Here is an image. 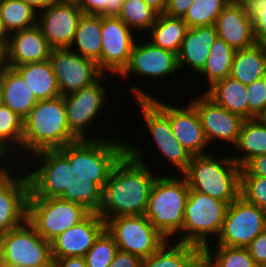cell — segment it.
<instances>
[{
    "mask_svg": "<svg viewBox=\"0 0 266 267\" xmlns=\"http://www.w3.org/2000/svg\"><path fill=\"white\" fill-rule=\"evenodd\" d=\"M157 15L143 0H125L118 17L135 33H140V37H145V32L153 26Z\"/></svg>",
    "mask_w": 266,
    "mask_h": 267,
    "instance_id": "cell-35",
    "label": "cell"
},
{
    "mask_svg": "<svg viewBox=\"0 0 266 267\" xmlns=\"http://www.w3.org/2000/svg\"><path fill=\"white\" fill-rule=\"evenodd\" d=\"M106 77H109L108 79L110 80L112 75L104 74L92 85L63 96L69 130L79 140L106 138L102 135L99 137V133H97V136L95 134L93 137H90V134H92L90 131H95L94 127L96 126L95 121L98 120L97 117L104 111L103 106L107 107L106 105L110 99L108 96H112L106 84H103L107 80ZM107 92L109 95H107ZM105 102L107 103L105 104ZM91 126H93V129Z\"/></svg>",
    "mask_w": 266,
    "mask_h": 267,
    "instance_id": "cell-8",
    "label": "cell"
},
{
    "mask_svg": "<svg viewBox=\"0 0 266 267\" xmlns=\"http://www.w3.org/2000/svg\"><path fill=\"white\" fill-rule=\"evenodd\" d=\"M0 259L16 267H53L51 242L26 220L0 235Z\"/></svg>",
    "mask_w": 266,
    "mask_h": 267,
    "instance_id": "cell-9",
    "label": "cell"
},
{
    "mask_svg": "<svg viewBox=\"0 0 266 267\" xmlns=\"http://www.w3.org/2000/svg\"><path fill=\"white\" fill-rule=\"evenodd\" d=\"M193 0H168L164 14L170 17L183 18Z\"/></svg>",
    "mask_w": 266,
    "mask_h": 267,
    "instance_id": "cell-46",
    "label": "cell"
},
{
    "mask_svg": "<svg viewBox=\"0 0 266 267\" xmlns=\"http://www.w3.org/2000/svg\"><path fill=\"white\" fill-rule=\"evenodd\" d=\"M79 140L68 127L63 96L40 100L23 119L22 163L43 150H55Z\"/></svg>",
    "mask_w": 266,
    "mask_h": 267,
    "instance_id": "cell-3",
    "label": "cell"
},
{
    "mask_svg": "<svg viewBox=\"0 0 266 267\" xmlns=\"http://www.w3.org/2000/svg\"><path fill=\"white\" fill-rule=\"evenodd\" d=\"M230 76L249 85L266 76V56L261 44L235 50Z\"/></svg>",
    "mask_w": 266,
    "mask_h": 267,
    "instance_id": "cell-29",
    "label": "cell"
},
{
    "mask_svg": "<svg viewBox=\"0 0 266 267\" xmlns=\"http://www.w3.org/2000/svg\"><path fill=\"white\" fill-rule=\"evenodd\" d=\"M187 30L188 26L183 18L170 17L162 13L157 15L146 38L154 46L178 55Z\"/></svg>",
    "mask_w": 266,
    "mask_h": 267,
    "instance_id": "cell-31",
    "label": "cell"
},
{
    "mask_svg": "<svg viewBox=\"0 0 266 267\" xmlns=\"http://www.w3.org/2000/svg\"><path fill=\"white\" fill-rule=\"evenodd\" d=\"M248 119H255L266 104V76L247 85Z\"/></svg>",
    "mask_w": 266,
    "mask_h": 267,
    "instance_id": "cell-43",
    "label": "cell"
},
{
    "mask_svg": "<svg viewBox=\"0 0 266 267\" xmlns=\"http://www.w3.org/2000/svg\"><path fill=\"white\" fill-rule=\"evenodd\" d=\"M148 6L154 9L158 14L164 13L168 0H143Z\"/></svg>",
    "mask_w": 266,
    "mask_h": 267,
    "instance_id": "cell-53",
    "label": "cell"
},
{
    "mask_svg": "<svg viewBox=\"0 0 266 267\" xmlns=\"http://www.w3.org/2000/svg\"><path fill=\"white\" fill-rule=\"evenodd\" d=\"M141 260L136 255L118 250L108 267H140Z\"/></svg>",
    "mask_w": 266,
    "mask_h": 267,
    "instance_id": "cell-47",
    "label": "cell"
},
{
    "mask_svg": "<svg viewBox=\"0 0 266 267\" xmlns=\"http://www.w3.org/2000/svg\"><path fill=\"white\" fill-rule=\"evenodd\" d=\"M207 245L203 251L215 267H258L247 248L223 245Z\"/></svg>",
    "mask_w": 266,
    "mask_h": 267,
    "instance_id": "cell-36",
    "label": "cell"
},
{
    "mask_svg": "<svg viewBox=\"0 0 266 267\" xmlns=\"http://www.w3.org/2000/svg\"><path fill=\"white\" fill-rule=\"evenodd\" d=\"M53 260L54 267H87L84 257L72 256Z\"/></svg>",
    "mask_w": 266,
    "mask_h": 267,
    "instance_id": "cell-48",
    "label": "cell"
},
{
    "mask_svg": "<svg viewBox=\"0 0 266 267\" xmlns=\"http://www.w3.org/2000/svg\"><path fill=\"white\" fill-rule=\"evenodd\" d=\"M117 251L118 247L113 236L105 228L85 254L86 265L87 267H108Z\"/></svg>",
    "mask_w": 266,
    "mask_h": 267,
    "instance_id": "cell-38",
    "label": "cell"
},
{
    "mask_svg": "<svg viewBox=\"0 0 266 267\" xmlns=\"http://www.w3.org/2000/svg\"><path fill=\"white\" fill-rule=\"evenodd\" d=\"M69 49L81 56L96 61L101 70L102 41L100 15H82Z\"/></svg>",
    "mask_w": 266,
    "mask_h": 267,
    "instance_id": "cell-27",
    "label": "cell"
},
{
    "mask_svg": "<svg viewBox=\"0 0 266 267\" xmlns=\"http://www.w3.org/2000/svg\"><path fill=\"white\" fill-rule=\"evenodd\" d=\"M104 229L105 221L97 212H91L80 223L70 227L51 241L53 259L84 257Z\"/></svg>",
    "mask_w": 266,
    "mask_h": 267,
    "instance_id": "cell-18",
    "label": "cell"
},
{
    "mask_svg": "<svg viewBox=\"0 0 266 267\" xmlns=\"http://www.w3.org/2000/svg\"><path fill=\"white\" fill-rule=\"evenodd\" d=\"M9 67L49 60L52 50L39 26L14 32L7 41Z\"/></svg>",
    "mask_w": 266,
    "mask_h": 267,
    "instance_id": "cell-22",
    "label": "cell"
},
{
    "mask_svg": "<svg viewBox=\"0 0 266 267\" xmlns=\"http://www.w3.org/2000/svg\"><path fill=\"white\" fill-rule=\"evenodd\" d=\"M7 41L8 40H0V73L4 69L9 68Z\"/></svg>",
    "mask_w": 266,
    "mask_h": 267,
    "instance_id": "cell-50",
    "label": "cell"
},
{
    "mask_svg": "<svg viewBox=\"0 0 266 267\" xmlns=\"http://www.w3.org/2000/svg\"><path fill=\"white\" fill-rule=\"evenodd\" d=\"M258 267L266 264V230L246 247Z\"/></svg>",
    "mask_w": 266,
    "mask_h": 267,
    "instance_id": "cell-44",
    "label": "cell"
},
{
    "mask_svg": "<svg viewBox=\"0 0 266 267\" xmlns=\"http://www.w3.org/2000/svg\"><path fill=\"white\" fill-rule=\"evenodd\" d=\"M217 37L215 25L188 28L177 55L179 69L185 72L187 67L193 75L199 74Z\"/></svg>",
    "mask_w": 266,
    "mask_h": 267,
    "instance_id": "cell-23",
    "label": "cell"
},
{
    "mask_svg": "<svg viewBox=\"0 0 266 267\" xmlns=\"http://www.w3.org/2000/svg\"><path fill=\"white\" fill-rule=\"evenodd\" d=\"M8 37L9 35L5 31L3 24H2V20L0 18V40H8Z\"/></svg>",
    "mask_w": 266,
    "mask_h": 267,
    "instance_id": "cell-56",
    "label": "cell"
},
{
    "mask_svg": "<svg viewBox=\"0 0 266 267\" xmlns=\"http://www.w3.org/2000/svg\"><path fill=\"white\" fill-rule=\"evenodd\" d=\"M189 190L186 178L176 173L160 174L153 184L145 217L167 240L182 231Z\"/></svg>",
    "mask_w": 266,
    "mask_h": 267,
    "instance_id": "cell-5",
    "label": "cell"
},
{
    "mask_svg": "<svg viewBox=\"0 0 266 267\" xmlns=\"http://www.w3.org/2000/svg\"><path fill=\"white\" fill-rule=\"evenodd\" d=\"M0 267H16V266L0 259Z\"/></svg>",
    "mask_w": 266,
    "mask_h": 267,
    "instance_id": "cell-57",
    "label": "cell"
},
{
    "mask_svg": "<svg viewBox=\"0 0 266 267\" xmlns=\"http://www.w3.org/2000/svg\"><path fill=\"white\" fill-rule=\"evenodd\" d=\"M154 144L153 146L158 149L157 153L159 152L160 157L163 155V160L169 162L168 166L172 164L171 166L176 168L177 175H182L187 170L192 155L176 138L174 140L154 141Z\"/></svg>",
    "mask_w": 266,
    "mask_h": 267,
    "instance_id": "cell-39",
    "label": "cell"
},
{
    "mask_svg": "<svg viewBox=\"0 0 266 267\" xmlns=\"http://www.w3.org/2000/svg\"><path fill=\"white\" fill-rule=\"evenodd\" d=\"M144 39V40H143ZM142 40H136L127 67L120 74V79L133 78L138 75L139 78L159 81L167 80L169 77L178 75V57L177 54L154 46L150 41L143 37ZM139 40V41H138ZM130 76V77H129ZM159 79V80H158Z\"/></svg>",
    "mask_w": 266,
    "mask_h": 267,
    "instance_id": "cell-14",
    "label": "cell"
},
{
    "mask_svg": "<svg viewBox=\"0 0 266 267\" xmlns=\"http://www.w3.org/2000/svg\"><path fill=\"white\" fill-rule=\"evenodd\" d=\"M118 16H101V71L119 76L127 67L139 35ZM108 72V73H107Z\"/></svg>",
    "mask_w": 266,
    "mask_h": 267,
    "instance_id": "cell-13",
    "label": "cell"
},
{
    "mask_svg": "<svg viewBox=\"0 0 266 267\" xmlns=\"http://www.w3.org/2000/svg\"><path fill=\"white\" fill-rule=\"evenodd\" d=\"M255 119L261 123L266 124V104Z\"/></svg>",
    "mask_w": 266,
    "mask_h": 267,
    "instance_id": "cell-55",
    "label": "cell"
},
{
    "mask_svg": "<svg viewBox=\"0 0 266 267\" xmlns=\"http://www.w3.org/2000/svg\"><path fill=\"white\" fill-rule=\"evenodd\" d=\"M232 150L237 151L231 157L241 168L255 156L266 154V124L256 119L244 120L238 141ZM235 153L238 155L235 156Z\"/></svg>",
    "mask_w": 266,
    "mask_h": 267,
    "instance_id": "cell-30",
    "label": "cell"
},
{
    "mask_svg": "<svg viewBox=\"0 0 266 267\" xmlns=\"http://www.w3.org/2000/svg\"><path fill=\"white\" fill-rule=\"evenodd\" d=\"M248 17L252 18L255 41L266 44V0H239Z\"/></svg>",
    "mask_w": 266,
    "mask_h": 267,
    "instance_id": "cell-41",
    "label": "cell"
},
{
    "mask_svg": "<svg viewBox=\"0 0 266 267\" xmlns=\"http://www.w3.org/2000/svg\"><path fill=\"white\" fill-rule=\"evenodd\" d=\"M37 15L22 0H0V18L8 35L36 25Z\"/></svg>",
    "mask_w": 266,
    "mask_h": 267,
    "instance_id": "cell-33",
    "label": "cell"
},
{
    "mask_svg": "<svg viewBox=\"0 0 266 267\" xmlns=\"http://www.w3.org/2000/svg\"><path fill=\"white\" fill-rule=\"evenodd\" d=\"M22 137L23 119L0 102V142L14 154L20 165L22 164Z\"/></svg>",
    "mask_w": 266,
    "mask_h": 267,
    "instance_id": "cell-34",
    "label": "cell"
},
{
    "mask_svg": "<svg viewBox=\"0 0 266 267\" xmlns=\"http://www.w3.org/2000/svg\"><path fill=\"white\" fill-rule=\"evenodd\" d=\"M22 1L28 4L37 13H39L43 9H45L47 6L56 2L57 0H22Z\"/></svg>",
    "mask_w": 266,
    "mask_h": 267,
    "instance_id": "cell-52",
    "label": "cell"
},
{
    "mask_svg": "<svg viewBox=\"0 0 266 267\" xmlns=\"http://www.w3.org/2000/svg\"><path fill=\"white\" fill-rule=\"evenodd\" d=\"M106 230L113 236L118 250L147 258L167 240L145 215L117 216L105 222Z\"/></svg>",
    "mask_w": 266,
    "mask_h": 267,
    "instance_id": "cell-10",
    "label": "cell"
},
{
    "mask_svg": "<svg viewBox=\"0 0 266 267\" xmlns=\"http://www.w3.org/2000/svg\"><path fill=\"white\" fill-rule=\"evenodd\" d=\"M185 106L168 103V119L174 137L192 156L207 154L210 148L196 108L190 103Z\"/></svg>",
    "mask_w": 266,
    "mask_h": 267,
    "instance_id": "cell-19",
    "label": "cell"
},
{
    "mask_svg": "<svg viewBox=\"0 0 266 267\" xmlns=\"http://www.w3.org/2000/svg\"><path fill=\"white\" fill-rule=\"evenodd\" d=\"M189 267H215L213 261L203 251L190 265Z\"/></svg>",
    "mask_w": 266,
    "mask_h": 267,
    "instance_id": "cell-51",
    "label": "cell"
},
{
    "mask_svg": "<svg viewBox=\"0 0 266 267\" xmlns=\"http://www.w3.org/2000/svg\"><path fill=\"white\" fill-rule=\"evenodd\" d=\"M0 102L24 119L38 100L19 72L12 67L0 73Z\"/></svg>",
    "mask_w": 266,
    "mask_h": 267,
    "instance_id": "cell-24",
    "label": "cell"
},
{
    "mask_svg": "<svg viewBox=\"0 0 266 267\" xmlns=\"http://www.w3.org/2000/svg\"><path fill=\"white\" fill-rule=\"evenodd\" d=\"M215 28L218 38L234 50L249 48L256 43L252 18L247 16L238 1H229L223 8L216 19Z\"/></svg>",
    "mask_w": 266,
    "mask_h": 267,
    "instance_id": "cell-20",
    "label": "cell"
},
{
    "mask_svg": "<svg viewBox=\"0 0 266 267\" xmlns=\"http://www.w3.org/2000/svg\"><path fill=\"white\" fill-rule=\"evenodd\" d=\"M131 95L134 97L135 105H138L139 112L142 114V121L145 122L144 127L147 128L146 131L149 132L148 138L151 136V140L154 141H165L174 140V134L172 127L168 119V103L159 100V97L150 95V92L143 90L133 84L130 86ZM143 88V89H142ZM148 92V93H147Z\"/></svg>",
    "mask_w": 266,
    "mask_h": 267,
    "instance_id": "cell-21",
    "label": "cell"
},
{
    "mask_svg": "<svg viewBox=\"0 0 266 267\" xmlns=\"http://www.w3.org/2000/svg\"><path fill=\"white\" fill-rule=\"evenodd\" d=\"M106 137L77 140L27 158L22 167L29 179L28 197L60 198L98 212L110 172L127 152L126 140Z\"/></svg>",
    "mask_w": 266,
    "mask_h": 267,
    "instance_id": "cell-1",
    "label": "cell"
},
{
    "mask_svg": "<svg viewBox=\"0 0 266 267\" xmlns=\"http://www.w3.org/2000/svg\"><path fill=\"white\" fill-rule=\"evenodd\" d=\"M166 240L153 254L143 258L140 267H189L203 249L183 242Z\"/></svg>",
    "mask_w": 266,
    "mask_h": 267,
    "instance_id": "cell-28",
    "label": "cell"
},
{
    "mask_svg": "<svg viewBox=\"0 0 266 267\" xmlns=\"http://www.w3.org/2000/svg\"><path fill=\"white\" fill-rule=\"evenodd\" d=\"M28 195L29 179L20 165L0 181V235L27 220Z\"/></svg>",
    "mask_w": 266,
    "mask_h": 267,
    "instance_id": "cell-17",
    "label": "cell"
},
{
    "mask_svg": "<svg viewBox=\"0 0 266 267\" xmlns=\"http://www.w3.org/2000/svg\"><path fill=\"white\" fill-rule=\"evenodd\" d=\"M262 47H263V50H264L265 56H266V44H263Z\"/></svg>",
    "mask_w": 266,
    "mask_h": 267,
    "instance_id": "cell-59",
    "label": "cell"
},
{
    "mask_svg": "<svg viewBox=\"0 0 266 267\" xmlns=\"http://www.w3.org/2000/svg\"><path fill=\"white\" fill-rule=\"evenodd\" d=\"M241 174H252L266 177V154L258 155L249 160L242 168Z\"/></svg>",
    "mask_w": 266,
    "mask_h": 267,
    "instance_id": "cell-45",
    "label": "cell"
},
{
    "mask_svg": "<svg viewBox=\"0 0 266 267\" xmlns=\"http://www.w3.org/2000/svg\"><path fill=\"white\" fill-rule=\"evenodd\" d=\"M230 0H193L183 20L188 28L215 25L218 15Z\"/></svg>",
    "mask_w": 266,
    "mask_h": 267,
    "instance_id": "cell-37",
    "label": "cell"
},
{
    "mask_svg": "<svg viewBox=\"0 0 266 267\" xmlns=\"http://www.w3.org/2000/svg\"><path fill=\"white\" fill-rule=\"evenodd\" d=\"M218 151L192 156L182 174L190 190L217 198L228 205L240 196L241 167L231 155H218ZM214 154V155H213ZM220 156V157H219Z\"/></svg>",
    "mask_w": 266,
    "mask_h": 267,
    "instance_id": "cell-4",
    "label": "cell"
},
{
    "mask_svg": "<svg viewBox=\"0 0 266 267\" xmlns=\"http://www.w3.org/2000/svg\"><path fill=\"white\" fill-rule=\"evenodd\" d=\"M227 208L228 204L217 198L189 190L182 231L172 240L202 249L213 244L221 233Z\"/></svg>",
    "mask_w": 266,
    "mask_h": 267,
    "instance_id": "cell-6",
    "label": "cell"
},
{
    "mask_svg": "<svg viewBox=\"0 0 266 267\" xmlns=\"http://www.w3.org/2000/svg\"><path fill=\"white\" fill-rule=\"evenodd\" d=\"M240 196L247 202L266 209V177L241 174Z\"/></svg>",
    "mask_w": 266,
    "mask_h": 267,
    "instance_id": "cell-40",
    "label": "cell"
},
{
    "mask_svg": "<svg viewBox=\"0 0 266 267\" xmlns=\"http://www.w3.org/2000/svg\"><path fill=\"white\" fill-rule=\"evenodd\" d=\"M265 230L264 209L239 196L228 205L221 233L214 244L246 248Z\"/></svg>",
    "mask_w": 266,
    "mask_h": 267,
    "instance_id": "cell-11",
    "label": "cell"
},
{
    "mask_svg": "<svg viewBox=\"0 0 266 267\" xmlns=\"http://www.w3.org/2000/svg\"><path fill=\"white\" fill-rule=\"evenodd\" d=\"M15 69L24 78L38 101L61 96L57 78L49 60L26 63Z\"/></svg>",
    "mask_w": 266,
    "mask_h": 267,
    "instance_id": "cell-25",
    "label": "cell"
},
{
    "mask_svg": "<svg viewBox=\"0 0 266 267\" xmlns=\"http://www.w3.org/2000/svg\"><path fill=\"white\" fill-rule=\"evenodd\" d=\"M91 212L84 206L60 198L28 197L27 221L47 241L80 223Z\"/></svg>",
    "mask_w": 266,
    "mask_h": 267,
    "instance_id": "cell-7",
    "label": "cell"
},
{
    "mask_svg": "<svg viewBox=\"0 0 266 267\" xmlns=\"http://www.w3.org/2000/svg\"><path fill=\"white\" fill-rule=\"evenodd\" d=\"M0 166H20L14 154L1 142H0Z\"/></svg>",
    "mask_w": 266,
    "mask_h": 267,
    "instance_id": "cell-49",
    "label": "cell"
},
{
    "mask_svg": "<svg viewBox=\"0 0 266 267\" xmlns=\"http://www.w3.org/2000/svg\"><path fill=\"white\" fill-rule=\"evenodd\" d=\"M57 1L77 2V0H57Z\"/></svg>",
    "mask_w": 266,
    "mask_h": 267,
    "instance_id": "cell-58",
    "label": "cell"
},
{
    "mask_svg": "<svg viewBox=\"0 0 266 267\" xmlns=\"http://www.w3.org/2000/svg\"><path fill=\"white\" fill-rule=\"evenodd\" d=\"M247 85L228 76L207 87L204 93L231 113L248 119Z\"/></svg>",
    "mask_w": 266,
    "mask_h": 267,
    "instance_id": "cell-26",
    "label": "cell"
},
{
    "mask_svg": "<svg viewBox=\"0 0 266 267\" xmlns=\"http://www.w3.org/2000/svg\"><path fill=\"white\" fill-rule=\"evenodd\" d=\"M124 0H77L83 14L118 16Z\"/></svg>",
    "mask_w": 266,
    "mask_h": 267,
    "instance_id": "cell-42",
    "label": "cell"
},
{
    "mask_svg": "<svg viewBox=\"0 0 266 267\" xmlns=\"http://www.w3.org/2000/svg\"><path fill=\"white\" fill-rule=\"evenodd\" d=\"M18 166H0V181L9 173L14 171Z\"/></svg>",
    "mask_w": 266,
    "mask_h": 267,
    "instance_id": "cell-54",
    "label": "cell"
},
{
    "mask_svg": "<svg viewBox=\"0 0 266 267\" xmlns=\"http://www.w3.org/2000/svg\"><path fill=\"white\" fill-rule=\"evenodd\" d=\"M49 61L57 78L61 96L90 86L104 75L96 61L69 48L52 49Z\"/></svg>",
    "mask_w": 266,
    "mask_h": 267,
    "instance_id": "cell-12",
    "label": "cell"
},
{
    "mask_svg": "<svg viewBox=\"0 0 266 267\" xmlns=\"http://www.w3.org/2000/svg\"><path fill=\"white\" fill-rule=\"evenodd\" d=\"M134 144L127 141V152L114 165L104 185L97 213L105 222L117 216L145 215L153 184L161 174L147 166L144 159L148 156L143 155L146 151Z\"/></svg>",
    "mask_w": 266,
    "mask_h": 267,
    "instance_id": "cell-2",
    "label": "cell"
},
{
    "mask_svg": "<svg viewBox=\"0 0 266 267\" xmlns=\"http://www.w3.org/2000/svg\"><path fill=\"white\" fill-rule=\"evenodd\" d=\"M235 50L223 39L216 38L211 46L209 57L203 70L199 73L210 87L215 82L222 80L231 74L232 60Z\"/></svg>",
    "mask_w": 266,
    "mask_h": 267,
    "instance_id": "cell-32",
    "label": "cell"
},
{
    "mask_svg": "<svg viewBox=\"0 0 266 267\" xmlns=\"http://www.w3.org/2000/svg\"><path fill=\"white\" fill-rule=\"evenodd\" d=\"M83 15L76 2L56 1L37 15V25L52 49L70 48Z\"/></svg>",
    "mask_w": 266,
    "mask_h": 267,
    "instance_id": "cell-16",
    "label": "cell"
},
{
    "mask_svg": "<svg viewBox=\"0 0 266 267\" xmlns=\"http://www.w3.org/2000/svg\"><path fill=\"white\" fill-rule=\"evenodd\" d=\"M191 98L187 102H190L196 108L209 146L211 147V143L215 146V142L222 141L217 146L226 142L232 150L238 141L245 119L216 104L204 92Z\"/></svg>",
    "mask_w": 266,
    "mask_h": 267,
    "instance_id": "cell-15",
    "label": "cell"
}]
</instances>
